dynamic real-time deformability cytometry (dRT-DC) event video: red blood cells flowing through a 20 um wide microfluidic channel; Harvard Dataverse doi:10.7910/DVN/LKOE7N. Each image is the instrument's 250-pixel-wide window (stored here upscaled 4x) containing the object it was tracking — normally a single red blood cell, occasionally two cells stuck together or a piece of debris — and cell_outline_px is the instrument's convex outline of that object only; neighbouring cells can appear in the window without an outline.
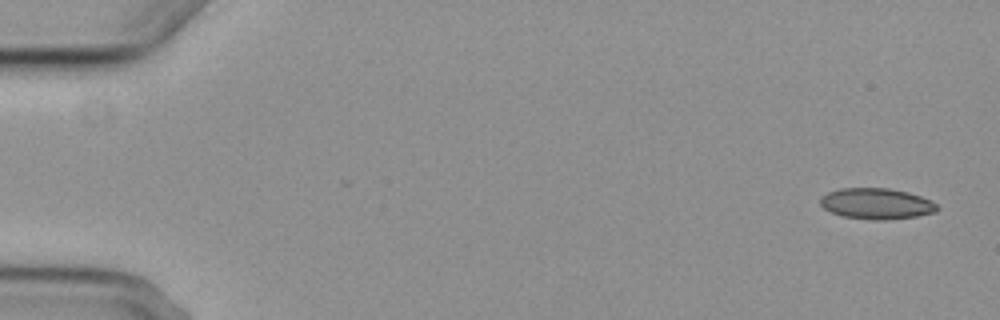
{"species": "common noctule bat (a hibernating species)", "species_latin": "Nyctalus noctula", "temperature_condition": "cold", "stored_images_in_passage": 6, "camera_frame_rate_fps": 3000, "um_per_image_px": 0.085, "animal": {"sex": "female", "body_mass_g": 29.2, "forearm_length_mm": 56.3}, "frame": {"image": 1, "passage_image": 1, "time_ms": 0.0, "image_size_px": [1000, 320], "cell_outline_px": [[940, 208], [936, 212], [916, 216], [888, 220], [872, 220], [844, 216], [832, 212], [824, 208], [820, 204], [820, 196], [828, 192], [840, 188], [888, 188], [908, 192], [932, 200]], "centroid_in_image_um": [74.52, 17.31], "position_along_channel_um": 10.5, "area_um2": 21.15}}
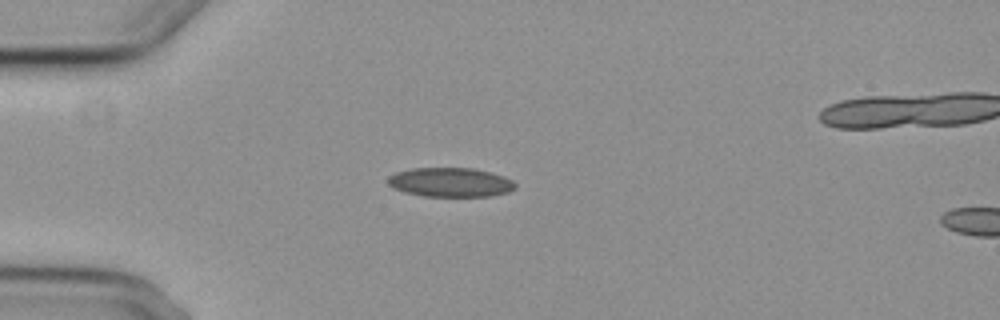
{"frame": {"image": 2, "passage_image": 4, "time_ms": 4.333, "image_size_px": [1000, 320], "cell_outline_px": [[516, 188], [508, 192], [488, 196], [424, 196], [404, 192], [392, 188], [388, 184], [388, 176], [396, 172], [412, 168], [472, 168], [492, 172], [504, 176], [512, 180], [516, 184]], "centroid_in_image_um": [38.28, 15.49], "position_along_channel_um": 46.7, "area_um2": 21.79}}
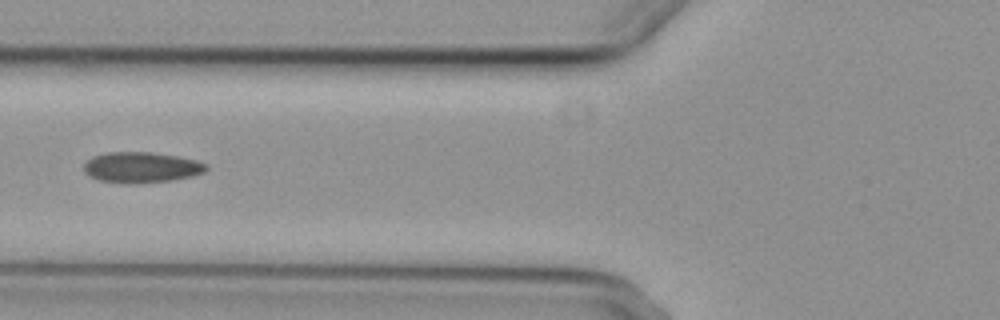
{"frame": {"image": 3, "passage_image": 6, "time_ms": 6.667, "image_size_px": [1000, 320], "cell_outline_px": [[208, 168], [204, 172], [192, 176], [172, 180], [136, 184], [120, 184], [100, 180], [88, 176], [84, 172], [84, 164], [92, 156], [108, 152], [152, 152], [176, 156], [196, 160], [208, 164]], "centroid_in_image_um": [12.0, 14.24], "position_along_channel_um": 113.8, "area_um2": 22.14}}